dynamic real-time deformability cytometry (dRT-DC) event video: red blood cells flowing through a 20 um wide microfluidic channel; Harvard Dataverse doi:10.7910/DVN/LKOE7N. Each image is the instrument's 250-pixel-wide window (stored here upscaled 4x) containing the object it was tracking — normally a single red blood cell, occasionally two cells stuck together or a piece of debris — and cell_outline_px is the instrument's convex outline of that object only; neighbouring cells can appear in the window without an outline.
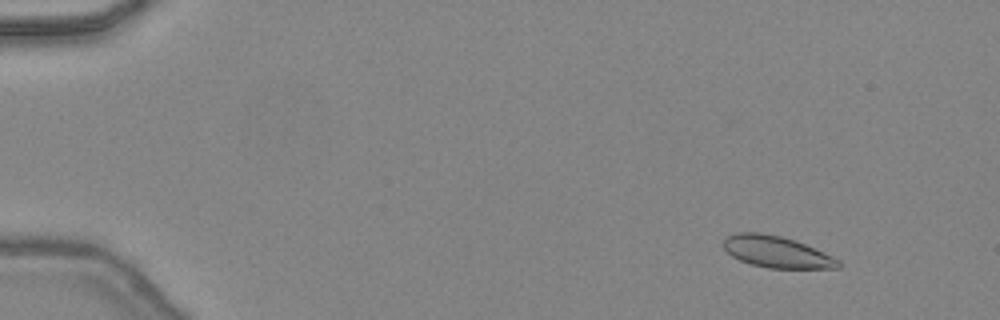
{"species": "common noctule bat (a hibernating species)", "species_latin": "Nyctalus noctula", "temperature_condition": "warm", "stored_images_in_passage": 47, "camera_frame_rate_fps": 3000, "um_per_image_px": 0.085, "animal": {"sex": "female", "body_mass_g": 24.6, "forearm_length_mm": 56.2}, "frame": {"image": 1, "passage_image": 5, "time_ms": 1.333, "image_size_px": [1000, 320], "cell_outline_px": [[840, 268], [768, 268], [752, 264], [740, 260], [732, 256], [724, 248], [724, 236], [736, 232], [760, 232], [780, 236], [804, 244], [832, 256], [840, 260]], "centroid_in_image_um": [65.98, 21.4], "position_along_channel_um": 19.0, "area_um2": 20.92}}
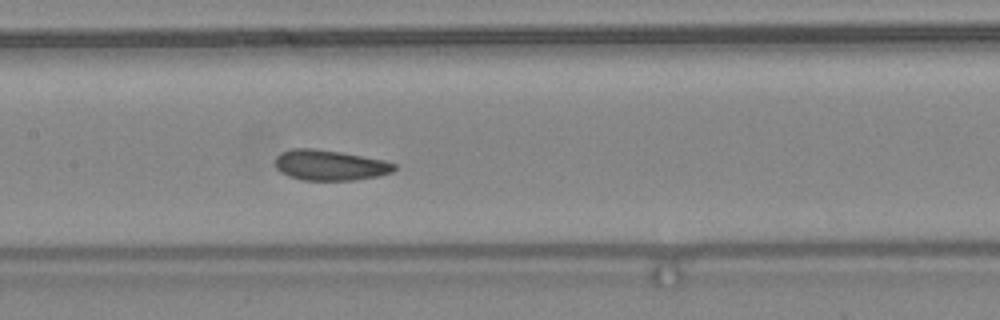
{"frame": {"image": 2, "passage_image": 24, "time_ms": 7.667, "image_size_px": [1000, 320], "cell_outline_px": [[396, 168], [392, 172], [376, 176], [356, 180], [300, 180], [288, 176], [280, 172], [276, 168], [276, 156], [280, 152], [292, 148], [312, 148], [340, 152], [384, 160], [396, 164]], "centroid_in_image_um": [28.01, 14.04], "position_along_channel_um": 179.4, "area_um2": 21.15}}
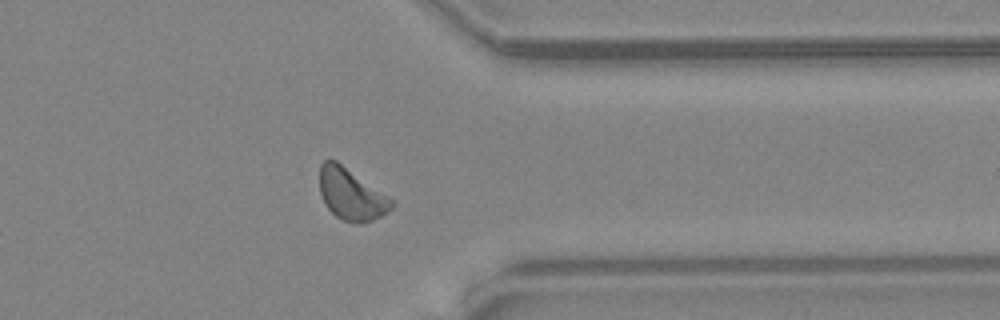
{"frame": {"image": 3, "passage_image": 38, "time_ms": 12.333, "image_size_px": [1000, 320], "cell_outline_px": [[396, 200], [392, 208], [388, 212], [372, 220], [360, 224], [356, 224], [344, 220], [336, 216], [328, 208], [320, 192], [320, 164], [324, 160], [336, 160]], "centroid_in_image_um": [29.89, 16.51], "position_along_channel_um": 381.5, "area_um2": 21.73}, "authors_computed_cell_mechanics": {"area_um2": 21.1548, "velocity_mm_per_s": 4.4508, "shape_relaxation_time_tau1_ms": 7.0757, "shape_relaxation_time_tau2_ms": 2.0278, "deformation_change_tau1": 0.1219, "deformation_change_tau2": 0.0628}}